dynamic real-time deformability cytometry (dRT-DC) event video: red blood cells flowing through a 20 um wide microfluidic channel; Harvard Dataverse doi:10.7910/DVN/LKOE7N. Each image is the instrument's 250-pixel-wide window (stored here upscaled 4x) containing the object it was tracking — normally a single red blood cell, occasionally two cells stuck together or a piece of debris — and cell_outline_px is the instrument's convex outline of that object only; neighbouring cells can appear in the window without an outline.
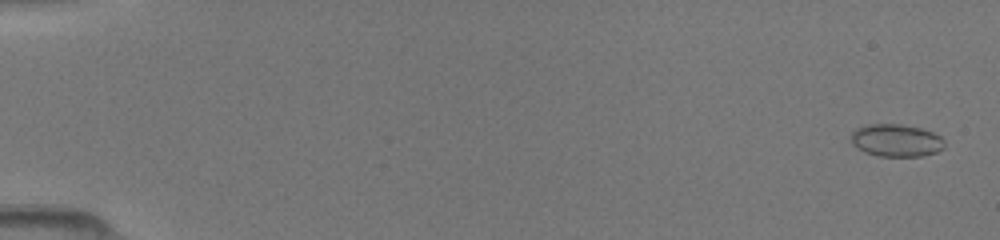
{"species": "common noctule bat (a hibernating species)", "species_latin": "Nyctalus noctula", "temperature_condition": "room temperature", "stored_images_in_passage": 50, "camera_frame_rate_fps": 3000, "um_per_image_px": 0.085, "animal": {"sex": "female", "body_mass_g": 19.5, "forearm_length_mm": 54.1}, "frame": {"image": 1, "passage_image": 2, "time_ms": 0.333, "image_size_px": [1000, 240], "cell_outline_px": [[944, 148], [936, 152], [920, 156], [880, 156], [864, 152], [856, 148], [852, 144], [852, 132], [856, 128], [868, 124], [900, 124], [920, 128], [932, 132], [940, 136], [944, 140]], "centroid_in_image_um": [76.16, 11.93], "position_along_channel_um": 8.8, "area_um2": 17.69}}
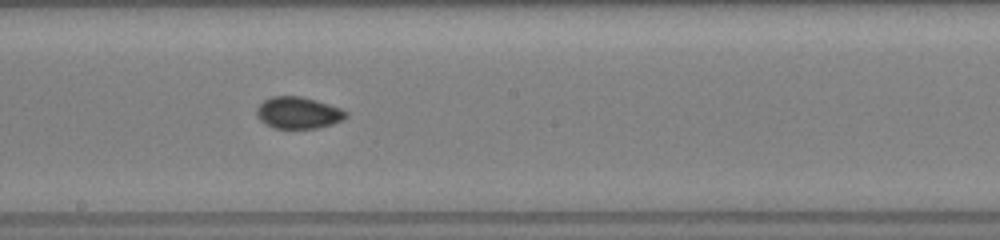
{"frame": {"image": 2, "passage_image": 29, "time_ms": 9.333, "image_size_px": [1000, 240], "cell_outline_px": [[348, 116], [344, 120], [332, 124], [316, 128], [272, 128], [264, 124], [256, 116], [256, 108], [264, 100], [272, 96], [300, 96], [316, 100], [340, 108], [348, 112]], "centroid_in_image_um": [25.34, 9.59], "position_along_channel_um": 222.9, "area_um2": 16.65}}
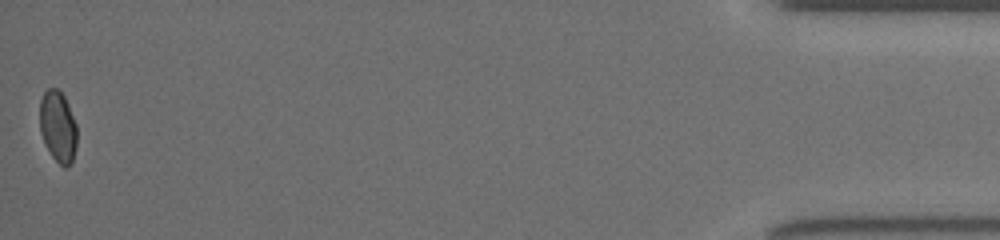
{"frame": {"image": 3, "passage_image": 50, "time_ms": 16.333, "image_size_px": [1000, 240], "cell_outline_px": [[76, 148], [72, 160], [68, 168], [64, 168], [52, 156], [44, 144], [40, 132], [40, 100], [44, 92], [48, 88], [56, 88], [64, 96], [68, 104], [76, 124]], "centroid_in_image_um": [4.91, 10.77], "position_along_channel_um": 430.3, "area_um2": 15.49}}